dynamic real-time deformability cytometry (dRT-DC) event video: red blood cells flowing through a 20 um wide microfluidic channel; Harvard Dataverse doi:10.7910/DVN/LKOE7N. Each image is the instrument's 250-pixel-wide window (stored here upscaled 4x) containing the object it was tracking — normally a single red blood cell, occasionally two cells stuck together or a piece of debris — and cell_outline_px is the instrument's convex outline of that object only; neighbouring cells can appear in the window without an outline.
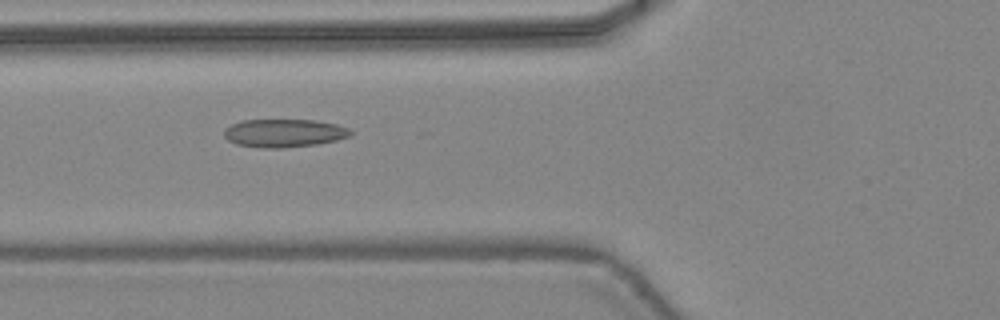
{"species": "common noctule bat (a hibernating species)", "species_latin": "Nyctalus noctula", "temperature_condition": "warm", "stored_images_in_passage": 32, "camera_frame_rate_fps": 3000, "um_per_image_px": 0.085, "animal": {"sex": "female", "body_mass_g": 24.6, "forearm_length_mm": 56.2}, "frame": {"image": 1, "passage_image": 4, "time_ms": 1.0, "image_size_px": [1000, 320], "cell_outline_px": [[352, 136], [336, 140], [316, 144], [284, 148], [264, 148], [236, 144], [228, 140], [224, 136], [224, 128], [240, 120], [312, 120], [336, 124], [348, 128], [352, 132]], "centroid_in_image_um": [24.13, 11.31], "position_along_channel_um": 101.7, "area_um2": 20.75}}
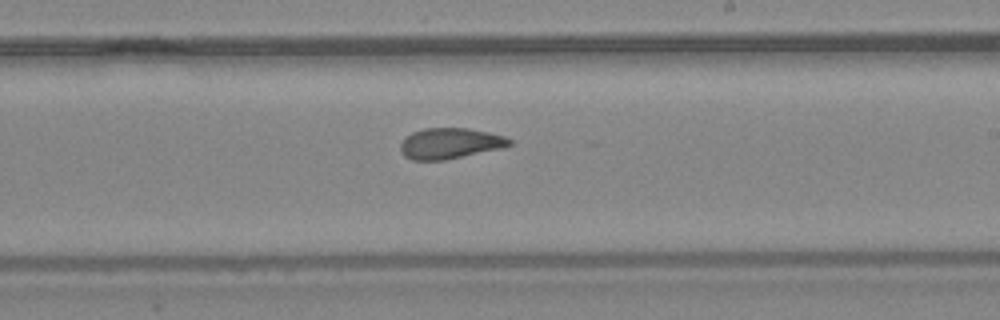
{"frame": {"image": 2, "passage_image": 14, "time_ms": 4.333, "image_size_px": [1000, 320], "cell_outline_px": [[512, 144], [500, 148], [444, 160], [412, 160], [404, 156], [400, 152], [400, 144], [412, 132], [424, 128], [468, 128], [488, 132], [504, 136], [512, 140]], "centroid_in_image_um": [38.22, 12.18], "position_along_channel_um": 250.8, "area_um2": 19.36}}
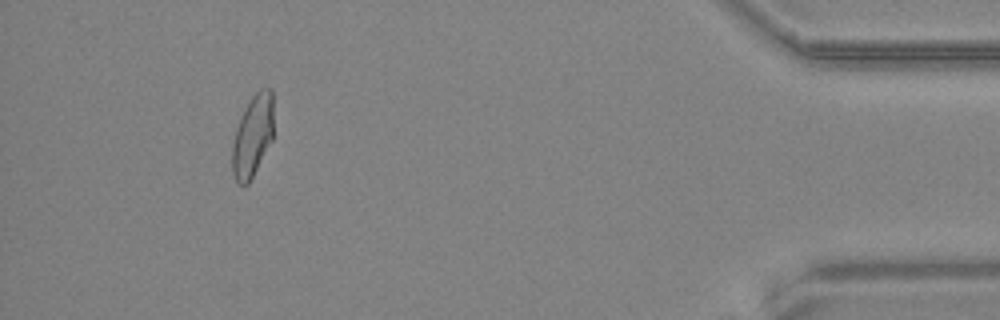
{"frame": {"image": 3, "passage_image": 29, "time_ms": 9.333, "image_size_px": [1000, 320], "cell_outline_px": [[272, 140], [248, 184], [240, 184], [236, 180], [232, 172], [232, 144], [236, 128], [240, 116], [248, 100], [260, 88], [272, 88]], "centroid_in_image_um": [21.46, 11.51], "position_along_channel_um": 413.7, "area_um2": 19.59}, "authors_computed_cell_mechanics": {"area_um2": 20.0277, "velocity_mm_per_s": 4.4605, "shape_relaxation_time_tau1_ms": 8.6657, "shape_relaxation_time_tau2_ms": 1.366, "deformation_change_tau1": 0.193, "deformation_change_tau2": 0.0591}}